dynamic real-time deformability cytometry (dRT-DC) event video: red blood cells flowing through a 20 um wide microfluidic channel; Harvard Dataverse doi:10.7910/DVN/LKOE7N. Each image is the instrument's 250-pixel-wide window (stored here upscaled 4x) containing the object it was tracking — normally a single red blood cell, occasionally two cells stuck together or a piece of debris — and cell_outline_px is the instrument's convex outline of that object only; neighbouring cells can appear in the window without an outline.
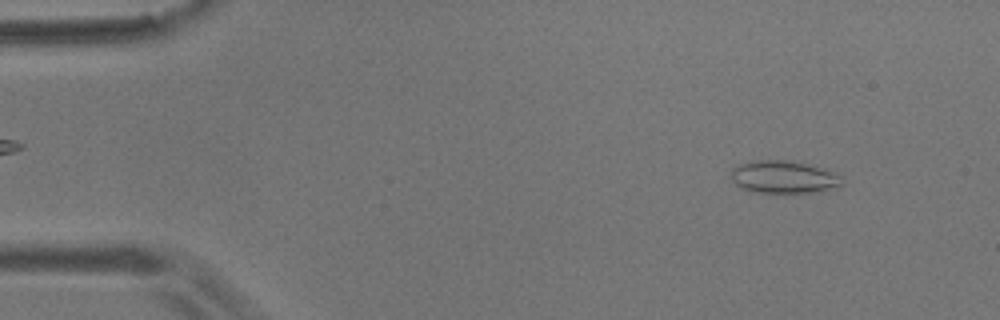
{"species": "common noctule bat (a hibernating species)", "species_latin": "Nyctalus noctula", "temperature_condition": "room temperature", "stored_images_in_passage": 7, "camera_frame_rate_fps": 3000, "um_per_image_px": 0.085, "animal": {"sex": "male", "body_mass_g": 17.9}, "frame": {"image": 1, "passage_image": 5, "time_ms": 1.333, "image_size_px": [1000, 320], "cell_outline_px": [[844, 184], [812, 192], [756, 192], [744, 188], [736, 184], [732, 180], [732, 168], [740, 164], [756, 160], [788, 160], [820, 168], [832, 172], [840, 176], [844, 180]], "centroid_in_image_um": [66.59, 15.03], "position_along_channel_um": 18.4, "area_um2": 20.46}}